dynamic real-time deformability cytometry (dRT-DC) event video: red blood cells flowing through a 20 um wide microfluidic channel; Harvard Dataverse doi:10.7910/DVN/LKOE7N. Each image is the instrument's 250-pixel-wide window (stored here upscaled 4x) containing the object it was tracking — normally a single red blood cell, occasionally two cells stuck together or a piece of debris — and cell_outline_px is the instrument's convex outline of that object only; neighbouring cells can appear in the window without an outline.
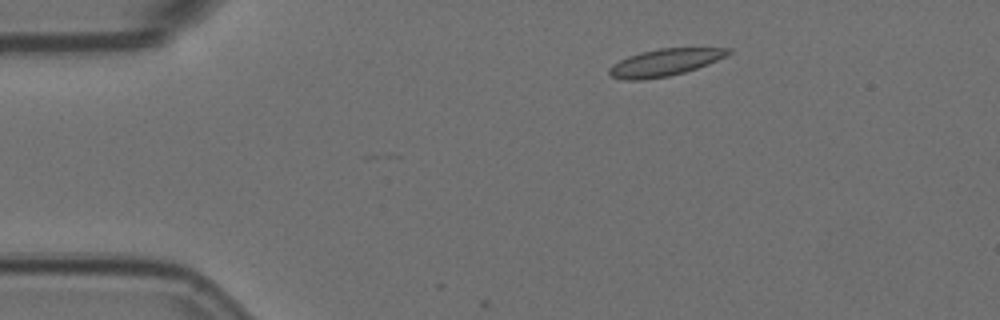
{"species": "Egyptian fruit bat (a non-hibernating species)", "species_latin": "Rousettus aegyptiacus", "temperature_condition": "room temperature", "stored_images_in_passage": 4, "camera_frame_rate_fps": 3000, "um_per_image_px": 0.085, "animal": {"sex": "female"}, "frame": {"image": 1, "passage_image": 2, "time_ms": 0.333, "image_size_px": [1000, 320], "cell_outline_px": [[732, 52], [716, 60], [696, 68], [684, 72], [668, 76], [640, 80], [624, 80], [612, 76], [608, 72], [608, 68], [612, 64], [628, 56], [640, 52], [660, 48], [732, 48]], "centroid_in_image_um": [56.46, 5.3], "position_along_channel_um": 28.5, "area_um2": 18.55}}
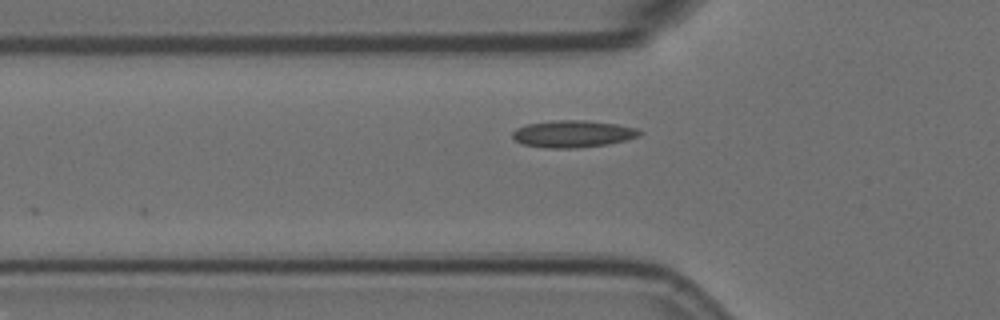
{"frame": {"image": 2, "passage_image": 4, "time_ms": 1.0, "image_size_px": [1000, 320], "cell_outline_px": [[644, 132], [636, 136], [624, 140], [608, 144], [576, 148], [544, 148], [524, 144], [516, 140], [512, 136], [512, 132], [516, 128], [528, 124], [552, 120], [584, 120], [616, 124], [636, 128]], "centroid_in_image_um": [48.67, 11.37], "position_along_channel_um": 77.1, "area_um2": 19.88}}